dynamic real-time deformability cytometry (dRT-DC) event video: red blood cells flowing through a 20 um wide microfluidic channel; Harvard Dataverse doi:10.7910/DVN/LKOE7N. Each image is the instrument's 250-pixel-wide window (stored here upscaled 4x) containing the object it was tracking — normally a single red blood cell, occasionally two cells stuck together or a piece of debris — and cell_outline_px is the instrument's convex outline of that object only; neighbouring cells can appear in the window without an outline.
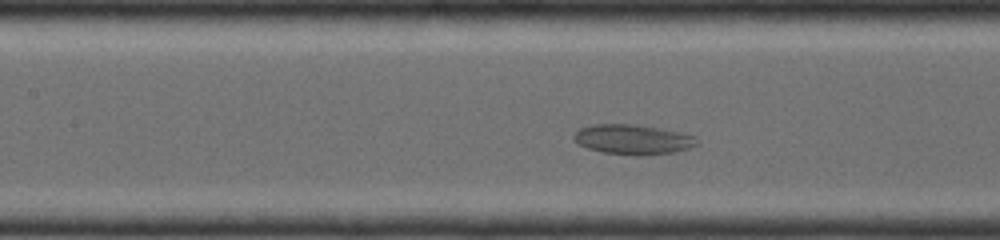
{"species": "common noctule bat (a hibernating species)", "species_latin": "Nyctalus noctula", "temperature_condition": "room temperature", "stored_images_in_passage": 35, "camera_frame_rate_fps": 4000, "um_per_image_px": 0.085, "animal": {"sex": "female", "body_mass_g": 19.0, "forearm_length_mm": 56.7}, "frame": {"image": 1, "passage_image": 13, "time_ms": 2.25, "image_size_px": [1000, 240], "cell_outline_px": [[696, 144], [672, 152], [604, 152], [588, 148], [580, 144], [576, 140], [576, 132], [580, 128], [592, 124], [628, 124], [676, 132], [692, 136]], "centroid_in_image_um": [53.67, 11.8], "position_along_channel_um": 153.7, "area_um2": 19.36}}
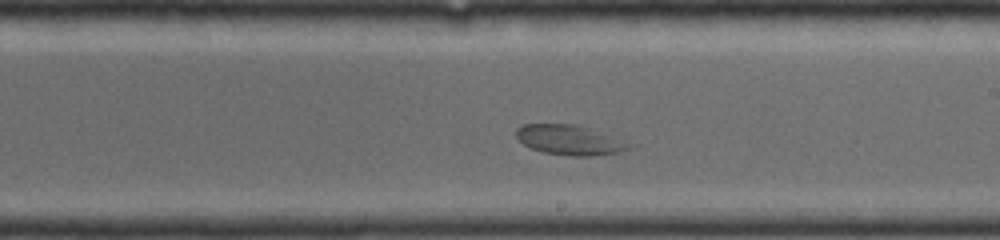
{"frame": {"image": 2, "passage_image": 23, "time_ms": 4.25, "image_size_px": [1000, 240], "cell_outline_px": [[628, 148], [616, 152], [584, 156], [576, 156], [544, 152], [532, 148], [524, 144], [516, 136], [516, 128], [524, 124], [572, 124], [604, 136]], "centroid_in_image_um": [48.11, 11.89], "position_along_channel_um": 240.9, "area_um2": 17.8}}
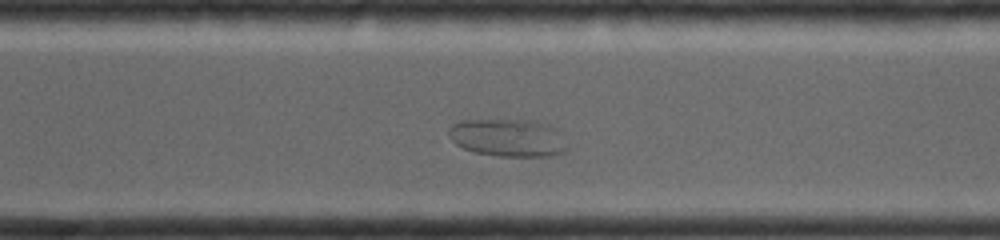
{"frame": {"image": 3, "passage_image": 33, "time_ms": 6.25, "image_size_px": [1000, 240], "cell_outline_px": [[564, 152], [544, 156], [500, 156], [476, 152], [464, 148], [456, 144], [448, 132], [448, 128], [452, 124], [472, 120], [524, 120], [540, 124], [552, 128]], "centroid_in_image_um": [43.01, 11.72], "position_along_channel_um": 327.6, "area_um2": 24.45}}